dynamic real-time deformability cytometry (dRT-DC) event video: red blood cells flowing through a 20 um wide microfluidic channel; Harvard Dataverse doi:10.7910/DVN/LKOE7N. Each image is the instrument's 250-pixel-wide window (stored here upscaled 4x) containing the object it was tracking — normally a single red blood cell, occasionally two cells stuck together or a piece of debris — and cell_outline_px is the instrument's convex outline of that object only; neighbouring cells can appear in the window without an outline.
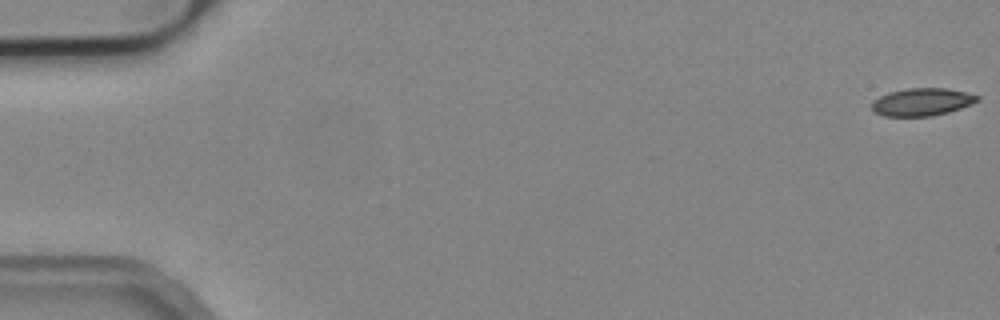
{"species": "common noctule bat (a hibernating species)", "species_latin": "Nyctalus noctula", "temperature_condition": "cold", "stored_images_in_passage": 15, "camera_frame_rate_fps": 3000, "um_per_image_px": 0.085, "animal": {"sex": "male", "body_mass_g": 19.2, "forearm_length_mm": 51.8}, "frame": {"image": 1, "passage_image": 1, "time_ms": 0.0, "image_size_px": [1000, 320], "cell_outline_px": [[980, 100], [972, 104], [948, 112], [932, 116], [884, 116], [876, 112], [872, 108], [872, 100], [888, 92], [908, 88], [948, 88], [980, 96]], "centroid_in_image_um": [78.37, 8.66], "position_along_channel_um": 6.6, "area_um2": 16.99}}
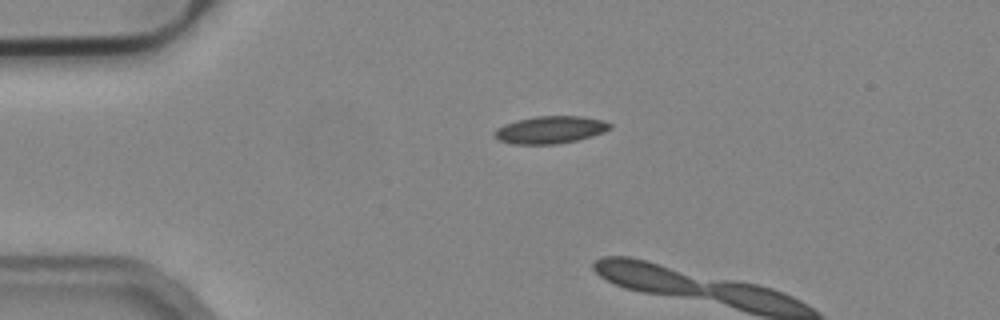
{"frame": {"image": 2, "passage_image": 13, "time_ms": 4.0, "image_size_px": [1000, 320], "cell_outline_px": [[612, 128], [604, 132], [592, 136], [576, 140], [556, 144], [512, 144], [496, 140], [492, 136], [492, 132], [496, 128], [504, 124], [516, 120], [536, 116], [580, 116], [604, 120], [612, 124]], "centroid_in_image_um": [46.73, 11.03], "position_along_channel_um": 38.3, "area_um2": 18.73}}